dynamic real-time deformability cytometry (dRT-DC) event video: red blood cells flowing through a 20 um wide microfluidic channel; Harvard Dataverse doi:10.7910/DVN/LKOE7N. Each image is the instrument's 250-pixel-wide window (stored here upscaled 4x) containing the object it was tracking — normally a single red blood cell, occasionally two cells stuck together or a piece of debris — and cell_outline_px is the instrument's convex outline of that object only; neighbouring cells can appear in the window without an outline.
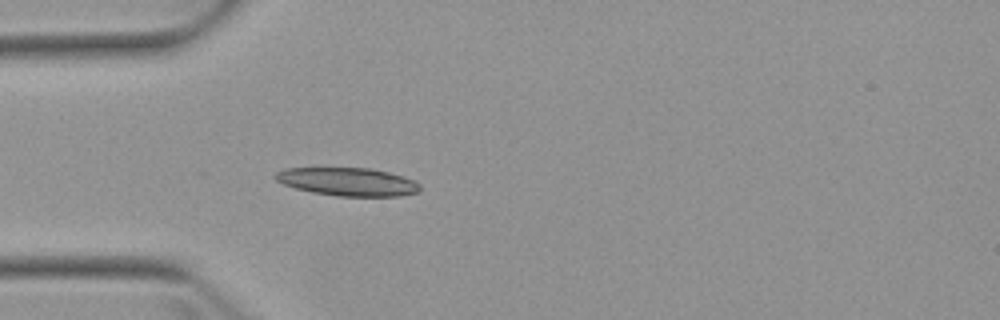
{"species": "Egyptian fruit bat (a non-hibernating species)", "species_latin": "Rousettus aegyptiacus", "temperature_condition": "warm", "stored_images_in_passage": 1, "camera_frame_rate_fps": 3000, "um_per_image_px": 0.085, "animal": {"sex": "female"}, "frame": {"image": 1, "passage_image": 1, "time_ms": 0.0, "image_size_px": [1000, 320], "cell_outline_px": [[420, 192], [400, 196], [340, 196], [312, 192], [296, 188], [284, 184], [276, 180], [272, 176], [276, 172], [284, 168], [372, 168], [404, 176], [416, 180], [420, 184]], "centroid_in_image_um": [29.59, 15.44], "position_along_channel_um": 55.4, "area_um2": 23.87}}